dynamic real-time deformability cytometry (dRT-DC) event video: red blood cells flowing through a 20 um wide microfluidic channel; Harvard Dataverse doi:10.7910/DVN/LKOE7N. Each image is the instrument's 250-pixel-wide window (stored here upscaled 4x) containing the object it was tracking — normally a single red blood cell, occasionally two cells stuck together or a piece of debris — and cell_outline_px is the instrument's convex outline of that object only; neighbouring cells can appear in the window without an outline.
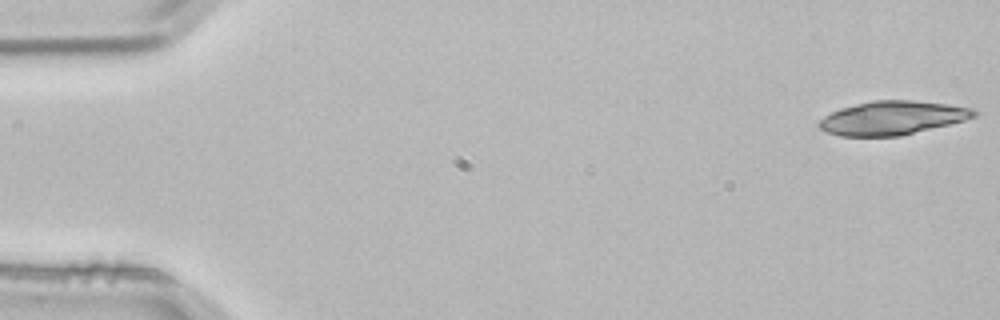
{"species": "common noctule bat (a hibernating species)", "species_latin": "Nyctalus noctula", "temperature_condition": "room temperature", "stored_images_in_passage": 5, "segment_of_instrument_passage": [1, 2], "camera_frame_rate_fps": 3000, "um_per_image_px": 0.085, "animal": {"sex": "male", "body_mass_g": 21.5, "forearm_length_mm": 52.0}, "frame": {"image": 1, "passage_image": 1, "time_ms": 0.0, "image_size_px": [1000, 320], "cell_outline_px": [[980, 112], [976, 116], [964, 120], [900, 136], [840, 136], [824, 132], [816, 124], [824, 116], [840, 108], [872, 100], [912, 100], [944, 104], [972, 108]], "centroid_in_image_um": [75.81, 10.02], "position_along_channel_um": 9.2, "area_um2": 30.35}}